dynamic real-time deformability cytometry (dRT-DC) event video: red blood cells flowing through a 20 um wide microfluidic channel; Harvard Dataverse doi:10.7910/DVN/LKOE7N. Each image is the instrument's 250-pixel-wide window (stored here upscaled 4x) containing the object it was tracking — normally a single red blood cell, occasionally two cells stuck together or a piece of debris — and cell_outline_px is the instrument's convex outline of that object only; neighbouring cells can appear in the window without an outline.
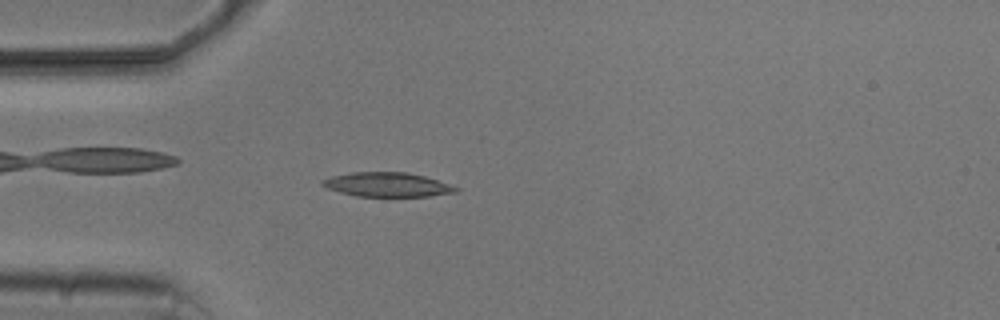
{"species": "common noctule bat (a hibernating species)", "species_latin": "Nyctalus noctula", "temperature_condition": "cold", "stored_images_in_passage": 4, "camera_frame_rate_fps": 3000, "um_per_image_px": 0.085, "animal": {"sex": "male", "body_mass_g": 20.5, "forearm_length_mm": 52.5}, "frame": {"image": 1, "passage_image": 4, "time_ms": 3.333, "image_size_px": [1000, 320], "cell_outline_px": [[460, 188], [456, 192], [428, 196], [356, 196], [340, 192], [328, 188], [320, 184], [320, 180], [332, 176], [352, 172], [408, 172], [424, 176]], "centroid_in_image_um": [32.88, 15.68], "position_along_channel_um": 52.1, "area_um2": 18.73}}